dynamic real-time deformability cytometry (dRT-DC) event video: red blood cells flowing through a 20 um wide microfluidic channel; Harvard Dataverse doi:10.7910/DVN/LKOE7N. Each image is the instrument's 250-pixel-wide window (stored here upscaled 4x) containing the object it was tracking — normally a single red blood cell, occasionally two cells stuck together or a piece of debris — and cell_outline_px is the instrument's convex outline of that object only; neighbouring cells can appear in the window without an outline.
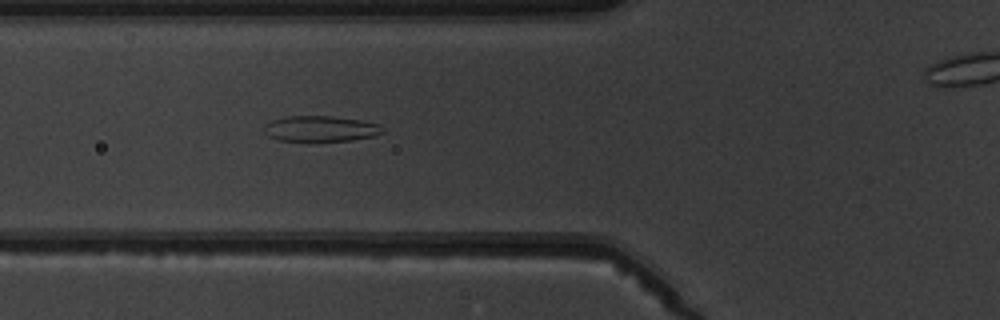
{"species": "common noctule bat (a hibernating species)", "species_latin": "Nyctalus noctula", "temperature_condition": "warm", "stored_images_in_passage": 5, "segment_of_instrument_passage": [1, 2], "camera_frame_rate_fps": 3000, "um_per_image_px": 0.085, "animal": {"sex": "male", "body_mass_g": 19.5, "forearm_length_mm": 54.6}, "frame": {"image": 1, "passage_image": 4, "time_ms": 3.333, "image_size_px": [1000, 320], "cell_outline_px": [[384, 132], [376, 136], [352, 140], [308, 144], [276, 140], [268, 136], [264, 132], [264, 124], [272, 120], [288, 116], [332, 116], [360, 120], [376, 124], [384, 128]], "centroid_in_image_um": [27.19, 10.99], "position_along_channel_um": 98.6, "area_um2": 18.67}}